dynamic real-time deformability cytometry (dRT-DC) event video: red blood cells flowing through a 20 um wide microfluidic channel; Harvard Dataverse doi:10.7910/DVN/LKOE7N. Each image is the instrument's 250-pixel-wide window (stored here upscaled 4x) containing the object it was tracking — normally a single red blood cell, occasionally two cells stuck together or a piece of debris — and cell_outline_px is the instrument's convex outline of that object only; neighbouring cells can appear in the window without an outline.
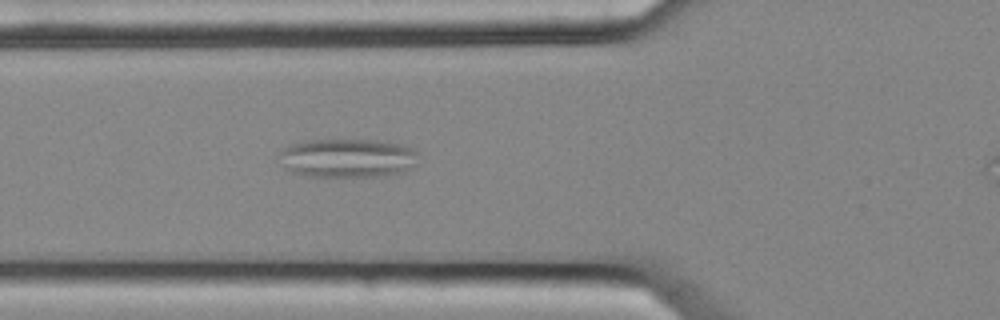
{"species": "common noctule bat (a hibernating species)", "species_latin": "Nyctalus noctula", "temperature_condition": "cold", "stored_images_in_passage": 6, "camera_frame_rate_fps": 3000, "um_per_image_px": 0.085, "animal": {"sex": "female", "body_mass_g": 25.1}, "frame": {"image": 1, "passage_image": 5, "time_ms": 1.333, "image_size_px": [1000, 320], "cell_outline_px": [[416, 164], [412, 168], [404, 172], [376, 176], [308, 176], [292, 172], [288, 168], [280, 152], [284, 148], [300, 140], [376, 140], [400, 144], [412, 148], [416, 152]], "centroid_in_image_um": [29.59, 13.42], "position_along_channel_um": 96.2, "area_um2": 31.1}}